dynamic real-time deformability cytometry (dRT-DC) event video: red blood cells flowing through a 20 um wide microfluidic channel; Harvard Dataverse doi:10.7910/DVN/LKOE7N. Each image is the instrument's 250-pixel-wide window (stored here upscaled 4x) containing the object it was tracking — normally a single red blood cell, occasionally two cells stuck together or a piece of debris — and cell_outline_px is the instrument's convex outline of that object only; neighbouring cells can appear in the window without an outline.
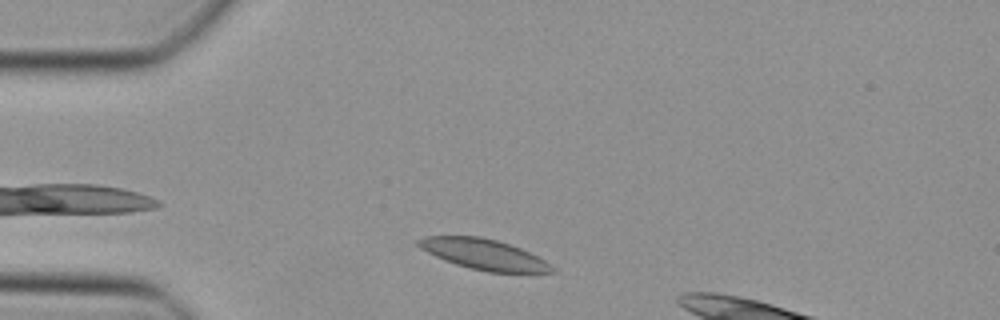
{"species": "Egyptian fruit bat (a non-hibernating species)", "species_latin": "Rousettus aegyptiacus", "temperature_condition": "cold", "stored_images_in_passage": 8, "camera_frame_rate_fps": 3000, "um_per_image_px": 0.085, "animal": {"sex": "female"}, "frame": {"image": 1, "passage_image": 3, "time_ms": 0.667, "image_size_px": [1000, 320], "cell_outline_px": [[556, 272], [488, 272], [456, 264], [444, 260], [420, 248], [416, 244], [416, 240], [424, 236], [480, 236], [496, 240], [520, 248], [552, 264], [556, 268]], "centroid_in_image_um": [41.12, 21.61], "position_along_channel_um": 43.9, "area_um2": 23.52}}
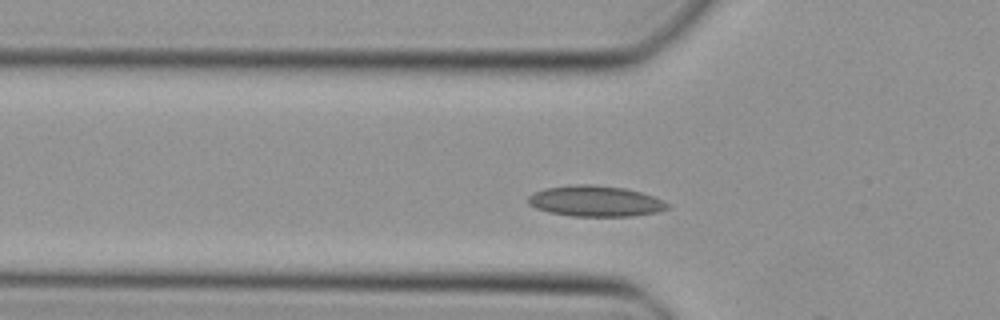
{"frame": {"image": 2, "passage_image": 7, "time_ms": 2.0, "image_size_px": [1000, 320], "cell_outline_px": [[668, 208], [656, 212], [632, 216], [572, 216], [548, 212], [536, 208], [528, 204], [528, 196], [544, 188], [576, 184], [592, 184], [624, 188], [640, 192], [652, 196], [668, 204]], "centroid_in_image_um": [50.56, 17.09], "position_along_channel_um": 75.2, "area_um2": 24.8}}